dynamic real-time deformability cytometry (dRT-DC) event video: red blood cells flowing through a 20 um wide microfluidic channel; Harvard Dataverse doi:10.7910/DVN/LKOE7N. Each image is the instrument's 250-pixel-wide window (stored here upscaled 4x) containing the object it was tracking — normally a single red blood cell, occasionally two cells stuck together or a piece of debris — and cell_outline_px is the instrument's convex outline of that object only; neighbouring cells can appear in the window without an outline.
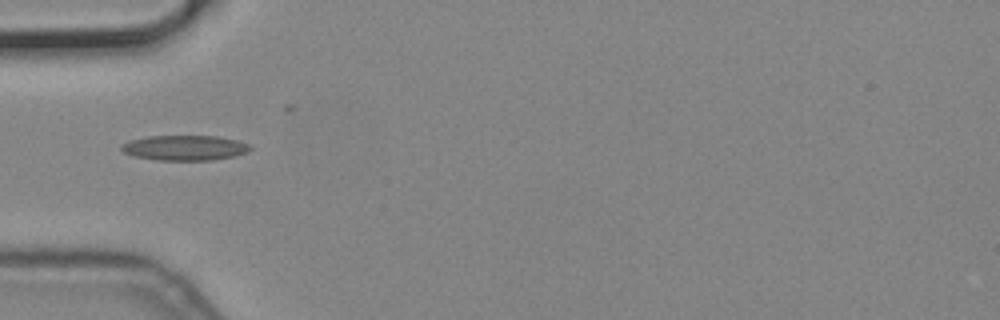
{"species": "common noctule bat (a hibernating species)", "species_latin": "Nyctalus noctula", "temperature_condition": "cold", "stored_images_in_passage": 1, "camera_frame_rate_fps": 3000, "um_per_image_px": 0.085, "animal": {"sex": "male", "body_mass_g": 19.2, "forearm_length_mm": 51.8}, "frame": {"image": 1, "passage_image": 1, "time_ms": 0.0, "image_size_px": [1000, 320], "cell_outline_px": [[252, 148], [248, 152], [236, 156], [212, 160], [156, 160], [132, 156], [124, 152], [120, 148], [120, 144], [128, 140], [148, 136], [216, 136], [236, 140], [248, 144]], "centroid_in_image_um": [15.67, 12.57], "position_along_channel_um": 69.3, "area_um2": 19.02}}